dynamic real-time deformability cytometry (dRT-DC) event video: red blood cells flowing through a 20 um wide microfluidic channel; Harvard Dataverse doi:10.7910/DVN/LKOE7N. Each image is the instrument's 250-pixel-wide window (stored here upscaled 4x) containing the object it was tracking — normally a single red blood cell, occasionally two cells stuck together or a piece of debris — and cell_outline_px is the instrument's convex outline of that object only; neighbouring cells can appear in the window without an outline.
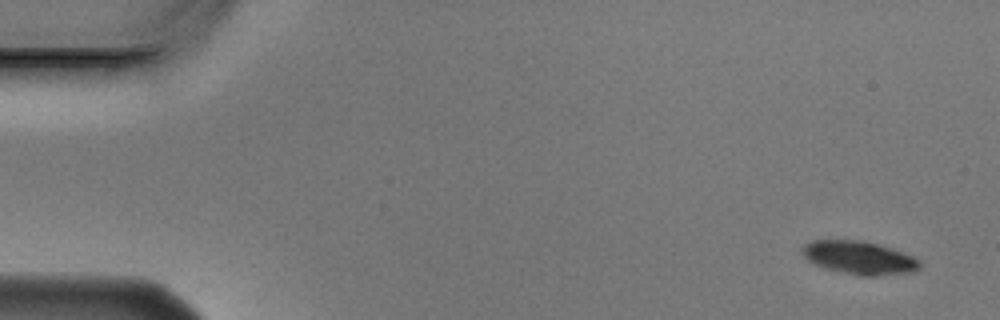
{"species": "Egyptian fruit bat (a non-hibernating species)", "species_latin": "Rousettus aegyptiacus", "temperature_condition": "cold", "stored_images_in_passage": 4, "camera_frame_rate_fps": 3000, "um_per_image_px": 0.085, "animal": {"sex": "male"}, "frame": {"image": 1, "passage_image": 1, "time_ms": 0.0, "image_size_px": [1000, 320], "cell_outline_px": [[920, 268], [908, 272], [880, 276], [864, 276], [824, 268], [808, 260], [800, 252], [804, 244], [812, 240], [864, 240], [880, 244], [892, 248], [912, 256], [920, 260]], "centroid_in_image_um": [73.02, 21.89], "position_along_channel_um": 12.0, "area_um2": 22.72}}